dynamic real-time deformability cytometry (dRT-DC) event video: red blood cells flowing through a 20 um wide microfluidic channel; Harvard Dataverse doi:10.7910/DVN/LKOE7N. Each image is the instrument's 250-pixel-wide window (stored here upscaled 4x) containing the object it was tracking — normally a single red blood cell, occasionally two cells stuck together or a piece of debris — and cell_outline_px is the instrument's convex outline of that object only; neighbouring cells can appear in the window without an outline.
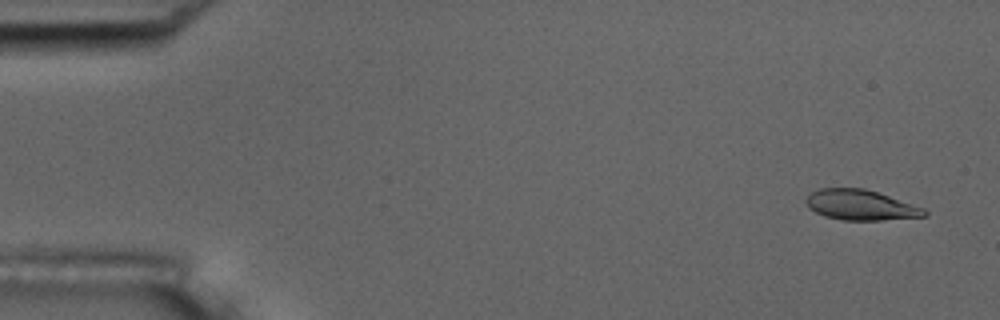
{"species": "common noctule bat (a hibernating species)", "species_latin": "Nyctalus noctula", "temperature_condition": "room temperature", "stored_images_in_passage": 55, "camera_frame_rate_fps": 3000, "um_per_image_px": 0.085, "animal": {"sex": "male", "body_mass_g": 17.5, "forearm_length_mm": 52.3}, "frame": {"image": 1, "passage_image": 3, "time_ms": 0.667, "image_size_px": [1000, 320], "cell_outline_px": [[928, 216], [880, 220], [840, 220], [824, 216], [808, 208], [804, 200], [812, 192], [820, 188], [864, 188], [924, 208], [928, 212]], "centroid_in_image_um": [73.13, 17.43], "position_along_channel_um": 11.9, "area_um2": 20.81}}
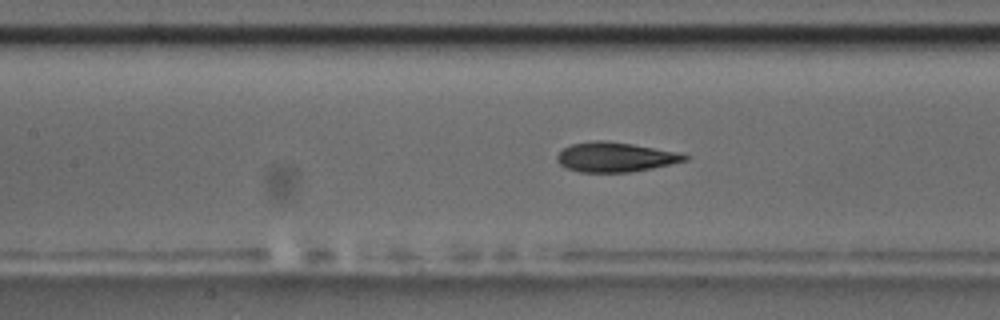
{"frame": {"image": 2, "passage_image": 25, "time_ms": 8.0, "image_size_px": [1000, 320], "cell_outline_px": [[688, 160], [652, 168], [628, 172], [580, 172], [568, 168], [560, 164], [556, 160], [556, 156], [564, 148], [572, 144], [592, 140], [608, 140], [632, 144], [676, 152], [688, 156]], "centroid_in_image_um": [52.26, 13.34], "position_along_channel_um": 155.1, "area_um2": 21.85}}
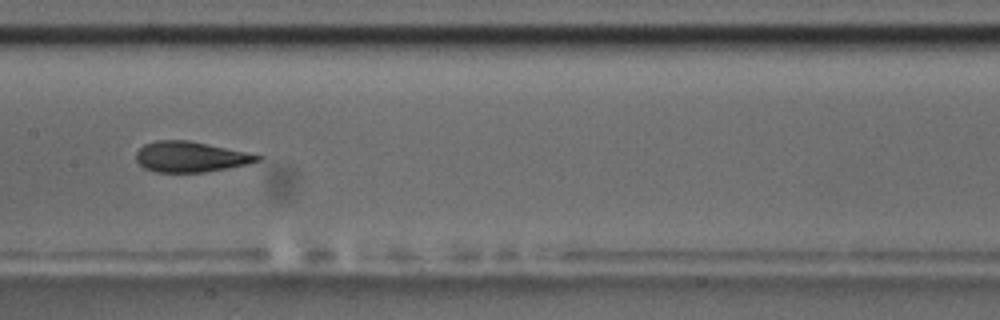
{"frame": {"image": 3, "passage_image": 28, "time_ms": 9.0, "image_size_px": [1000, 320], "cell_outline_px": [[264, 156], [260, 160], [248, 164], [228, 168], [204, 172], [156, 172], [144, 168], [136, 160], [136, 152], [144, 144], [156, 140], [188, 140], [208, 144]], "centroid_in_image_um": [16.18, 13.33], "position_along_channel_um": 191.2, "area_um2": 21.5}, "authors_computed_cell_mechanics": {"area_um2": 21.8484, "velocity_mm_per_s": 3.6455, "shape_relaxation_time_tau1_ms": 6.3407, "shape_relaxation_time_tau2_ms": 1.8054, "deformation_change_tau1": 0.184, "deformation_change_tau2": 0.0814}}